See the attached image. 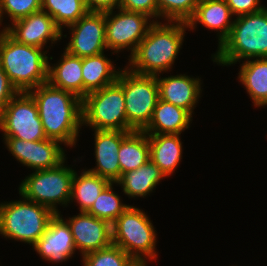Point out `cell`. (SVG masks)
<instances>
[{
    "label": "cell",
    "instance_id": "cell-1",
    "mask_svg": "<svg viewBox=\"0 0 267 266\" xmlns=\"http://www.w3.org/2000/svg\"><path fill=\"white\" fill-rule=\"evenodd\" d=\"M28 93L36 102L46 137L70 147L76 145L79 128L82 126V100L48 82Z\"/></svg>",
    "mask_w": 267,
    "mask_h": 266
},
{
    "label": "cell",
    "instance_id": "cell-2",
    "mask_svg": "<svg viewBox=\"0 0 267 266\" xmlns=\"http://www.w3.org/2000/svg\"><path fill=\"white\" fill-rule=\"evenodd\" d=\"M161 24L153 21L147 35L130 55L129 70L142 75H158L173 65L181 48L186 22ZM135 68V69H134Z\"/></svg>",
    "mask_w": 267,
    "mask_h": 266
},
{
    "label": "cell",
    "instance_id": "cell-3",
    "mask_svg": "<svg viewBox=\"0 0 267 266\" xmlns=\"http://www.w3.org/2000/svg\"><path fill=\"white\" fill-rule=\"evenodd\" d=\"M41 48L18 43L0 33V64L18 92H28L48 80V56Z\"/></svg>",
    "mask_w": 267,
    "mask_h": 266
},
{
    "label": "cell",
    "instance_id": "cell-4",
    "mask_svg": "<svg viewBox=\"0 0 267 266\" xmlns=\"http://www.w3.org/2000/svg\"><path fill=\"white\" fill-rule=\"evenodd\" d=\"M213 61L231 65L240 59L267 58V8L236 17Z\"/></svg>",
    "mask_w": 267,
    "mask_h": 266
},
{
    "label": "cell",
    "instance_id": "cell-5",
    "mask_svg": "<svg viewBox=\"0 0 267 266\" xmlns=\"http://www.w3.org/2000/svg\"><path fill=\"white\" fill-rule=\"evenodd\" d=\"M111 229L112 244L122 248L136 263H146L147 257L156 259V233L143 211L129 206L111 224Z\"/></svg>",
    "mask_w": 267,
    "mask_h": 266
},
{
    "label": "cell",
    "instance_id": "cell-6",
    "mask_svg": "<svg viewBox=\"0 0 267 266\" xmlns=\"http://www.w3.org/2000/svg\"><path fill=\"white\" fill-rule=\"evenodd\" d=\"M55 214L47 207L23 199L0 204V234L34 245Z\"/></svg>",
    "mask_w": 267,
    "mask_h": 266
},
{
    "label": "cell",
    "instance_id": "cell-7",
    "mask_svg": "<svg viewBox=\"0 0 267 266\" xmlns=\"http://www.w3.org/2000/svg\"><path fill=\"white\" fill-rule=\"evenodd\" d=\"M125 96L127 132L142 131L150 122L159 99L156 75L137 74L125 68L116 81Z\"/></svg>",
    "mask_w": 267,
    "mask_h": 266
},
{
    "label": "cell",
    "instance_id": "cell-8",
    "mask_svg": "<svg viewBox=\"0 0 267 266\" xmlns=\"http://www.w3.org/2000/svg\"><path fill=\"white\" fill-rule=\"evenodd\" d=\"M61 162L52 169L37 170L27 176L19 187V194L29 201L41 204L59 214L57 204L70 203L72 179L75 171Z\"/></svg>",
    "mask_w": 267,
    "mask_h": 266
},
{
    "label": "cell",
    "instance_id": "cell-9",
    "mask_svg": "<svg viewBox=\"0 0 267 266\" xmlns=\"http://www.w3.org/2000/svg\"><path fill=\"white\" fill-rule=\"evenodd\" d=\"M82 124L93 130L127 131L125 96L117 82L82 99Z\"/></svg>",
    "mask_w": 267,
    "mask_h": 266
},
{
    "label": "cell",
    "instance_id": "cell-10",
    "mask_svg": "<svg viewBox=\"0 0 267 266\" xmlns=\"http://www.w3.org/2000/svg\"><path fill=\"white\" fill-rule=\"evenodd\" d=\"M0 129L4 132V138L25 141L47 139L36 102L28 92H18L6 104L0 113Z\"/></svg>",
    "mask_w": 267,
    "mask_h": 266
},
{
    "label": "cell",
    "instance_id": "cell-11",
    "mask_svg": "<svg viewBox=\"0 0 267 266\" xmlns=\"http://www.w3.org/2000/svg\"><path fill=\"white\" fill-rule=\"evenodd\" d=\"M118 9L114 16L113 10L105 12L106 46L114 53L127 47L132 55L152 23L148 24L150 17L145 14Z\"/></svg>",
    "mask_w": 267,
    "mask_h": 266
},
{
    "label": "cell",
    "instance_id": "cell-12",
    "mask_svg": "<svg viewBox=\"0 0 267 266\" xmlns=\"http://www.w3.org/2000/svg\"><path fill=\"white\" fill-rule=\"evenodd\" d=\"M72 37L65 50L80 58L104 53L106 46L105 12H88L67 26Z\"/></svg>",
    "mask_w": 267,
    "mask_h": 266
},
{
    "label": "cell",
    "instance_id": "cell-13",
    "mask_svg": "<svg viewBox=\"0 0 267 266\" xmlns=\"http://www.w3.org/2000/svg\"><path fill=\"white\" fill-rule=\"evenodd\" d=\"M15 159L32 169L45 170L57 167L65 160L60 142L53 139L25 141L17 138H4Z\"/></svg>",
    "mask_w": 267,
    "mask_h": 266
},
{
    "label": "cell",
    "instance_id": "cell-14",
    "mask_svg": "<svg viewBox=\"0 0 267 266\" xmlns=\"http://www.w3.org/2000/svg\"><path fill=\"white\" fill-rule=\"evenodd\" d=\"M12 26L6 27L4 30L18 43L41 49L48 40L53 43L61 39L63 35L54 19L42 10L14 21Z\"/></svg>",
    "mask_w": 267,
    "mask_h": 266
},
{
    "label": "cell",
    "instance_id": "cell-15",
    "mask_svg": "<svg viewBox=\"0 0 267 266\" xmlns=\"http://www.w3.org/2000/svg\"><path fill=\"white\" fill-rule=\"evenodd\" d=\"M73 236L76 249L81 250L82 257L112 244L111 224L87 212H80L67 222Z\"/></svg>",
    "mask_w": 267,
    "mask_h": 266
},
{
    "label": "cell",
    "instance_id": "cell-16",
    "mask_svg": "<svg viewBox=\"0 0 267 266\" xmlns=\"http://www.w3.org/2000/svg\"><path fill=\"white\" fill-rule=\"evenodd\" d=\"M42 258L50 262H63L74 254L76 249L71 229L59 214H55L45 233L33 245Z\"/></svg>",
    "mask_w": 267,
    "mask_h": 266
},
{
    "label": "cell",
    "instance_id": "cell-17",
    "mask_svg": "<svg viewBox=\"0 0 267 266\" xmlns=\"http://www.w3.org/2000/svg\"><path fill=\"white\" fill-rule=\"evenodd\" d=\"M127 131L95 130V158L97 166L88 171L116 182L120 178L118 151Z\"/></svg>",
    "mask_w": 267,
    "mask_h": 266
},
{
    "label": "cell",
    "instance_id": "cell-18",
    "mask_svg": "<svg viewBox=\"0 0 267 266\" xmlns=\"http://www.w3.org/2000/svg\"><path fill=\"white\" fill-rule=\"evenodd\" d=\"M159 99L184 108L192 115V110L200 96V79L190 78L187 75H176L165 78L158 77Z\"/></svg>",
    "mask_w": 267,
    "mask_h": 266
},
{
    "label": "cell",
    "instance_id": "cell-19",
    "mask_svg": "<svg viewBox=\"0 0 267 266\" xmlns=\"http://www.w3.org/2000/svg\"><path fill=\"white\" fill-rule=\"evenodd\" d=\"M232 15L226 0H200L187 26L194 29L199 22L208 29L220 30L218 39L221 45L231 32L234 22L230 21Z\"/></svg>",
    "mask_w": 267,
    "mask_h": 266
},
{
    "label": "cell",
    "instance_id": "cell-20",
    "mask_svg": "<svg viewBox=\"0 0 267 266\" xmlns=\"http://www.w3.org/2000/svg\"><path fill=\"white\" fill-rule=\"evenodd\" d=\"M191 118L184 108L158 99L151 120L142 131L146 134H181L188 129Z\"/></svg>",
    "mask_w": 267,
    "mask_h": 266
},
{
    "label": "cell",
    "instance_id": "cell-21",
    "mask_svg": "<svg viewBox=\"0 0 267 266\" xmlns=\"http://www.w3.org/2000/svg\"><path fill=\"white\" fill-rule=\"evenodd\" d=\"M59 64H48L47 82L59 89L68 91L83 99L82 58L67 52L62 55Z\"/></svg>",
    "mask_w": 267,
    "mask_h": 266
},
{
    "label": "cell",
    "instance_id": "cell-22",
    "mask_svg": "<svg viewBox=\"0 0 267 266\" xmlns=\"http://www.w3.org/2000/svg\"><path fill=\"white\" fill-rule=\"evenodd\" d=\"M180 134H148L150 160L167 177L171 175L182 157Z\"/></svg>",
    "mask_w": 267,
    "mask_h": 266
},
{
    "label": "cell",
    "instance_id": "cell-23",
    "mask_svg": "<svg viewBox=\"0 0 267 266\" xmlns=\"http://www.w3.org/2000/svg\"><path fill=\"white\" fill-rule=\"evenodd\" d=\"M114 68L104 53L82 58L83 98L92 91L115 83L120 71Z\"/></svg>",
    "mask_w": 267,
    "mask_h": 266
},
{
    "label": "cell",
    "instance_id": "cell-24",
    "mask_svg": "<svg viewBox=\"0 0 267 266\" xmlns=\"http://www.w3.org/2000/svg\"><path fill=\"white\" fill-rule=\"evenodd\" d=\"M166 177L161 169L149 160L140 168L126 172L115 182L123 186V192L129 197H144Z\"/></svg>",
    "mask_w": 267,
    "mask_h": 266
},
{
    "label": "cell",
    "instance_id": "cell-25",
    "mask_svg": "<svg viewBox=\"0 0 267 266\" xmlns=\"http://www.w3.org/2000/svg\"><path fill=\"white\" fill-rule=\"evenodd\" d=\"M120 177L136 170L150 160L148 134L144 131H132L121 142L118 151Z\"/></svg>",
    "mask_w": 267,
    "mask_h": 266
},
{
    "label": "cell",
    "instance_id": "cell-26",
    "mask_svg": "<svg viewBox=\"0 0 267 266\" xmlns=\"http://www.w3.org/2000/svg\"><path fill=\"white\" fill-rule=\"evenodd\" d=\"M239 80L245 86L254 105H267V58H256L242 64Z\"/></svg>",
    "mask_w": 267,
    "mask_h": 266
},
{
    "label": "cell",
    "instance_id": "cell-27",
    "mask_svg": "<svg viewBox=\"0 0 267 266\" xmlns=\"http://www.w3.org/2000/svg\"><path fill=\"white\" fill-rule=\"evenodd\" d=\"M109 183L107 178L100 177L88 170L83 171L80 176L75 172L72 179L70 200L75 198L80 204V212H87Z\"/></svg>",
    "mask_w": 267,
    "mask_h": 266
},
{
    "label": "cell",
    "instance_id": "cell-28",
    "mask_svg": "<svg viewBox=\"0 0 267 266\" xmlns=\"http://www.w3.org/2000/svg\"><path fill=\"white\" fill-rule=\"evenodd\" d=\"M41 10L47 12L61 30L62 26L77 22L89 12L85 0H42Z\"/></svg>",
    "mask_w": 267,
    "mask_h": 266
},
{
    "label": "cell",
    "instance_id": "cell-29",
    "mask_svg": "<svg viewBox=\"0 0 267 266\" xmlns=\"http://www.w3.org/2000/svg\"><path fill=\"white\" fill-rule=\"evenodd\" d=\"M114 182H110L99 194L87 211L99 219L112 224L130 205L121 203L120 197L112 191Z\"/></svg>",
    "mask_w": 267,
    "mask_h": 266
},
{
    "label": "cell",
    "instance_id": "cell-30",
    "mask_svg": "<svg viewBox=\"0 0 267 266\" xmlns=\"http://www.w3.org/2000/svg\"><path fill=\"white\" fill-rule=\"evenodd\" d=\"M84 266H134L136 262L119 246H110L83 256Z\"/></svg>",
    "mask_w": 267,
    "mask_h": 266
},
{
    "label": "cell",
    "instance_id": "cell-31",
    "mask_svg": "<svg viewBox=\"0 0 267 266\" xmlns=\"http://www.w3.org/2000/svg\"><path fill=\"white\" fill-rule=\"evenodd\" d=\"M200 0H157L158 17H164L173 23L188 22L193 16Z\"/></svg>",
    "mask_w": 267,
    "mask_h": 266
},
{
    "label": "cell",
    "instance_id": "cell-32",
    "mask_svg": "<svg viewBox=\"0 0 267 266\" xmlns=\"http://www.w3.org/2000/svg\"><path fill=\"white\" fill-rule=\"evenodd\" d=\"M42 0H0V23L3 13H7L12 20L28 17L41 10Z\"/></svg>",
    "mask_w": 267,
    "mask_h": 266
},
{
    "label": "cell",
    "instance_id": "cell-33",
    "mask_svg": "<svg viewBox=\"0 0 267 266\" xmlns=\"http://www.w3.org/2000/svg\"><path fill=\"white\" fill-rule=\"evenodd\" d=\"M119 8L142 13L150 18L158 16L157 0H121Z\"/></svg>",
    "mask_w": 267,
    "mask_h": 266
},
{
    "label": "cell",
    "instance_id": "cell-34",
    "mask_svg": "<svg viewBox=\"0 0 267 266\" xmlns=\"http://www.w3.org/2000/svg\"><path fill=\"white\" fill-rule=\"evenodd\" d=\"M260 0H226L231 13L241 16L261 11L265 7L259 4ZM260 5V6H259Z\"/></svg>",
    "mask_w": 267,
    "mask_h": 266
},
{
    "label": "cell",
    "instance_id": "cell-35",
    "mask_svg": "<svg viewBox=\"0 0 267 266\" xmlns=\"http://www.w3.org/2000/svg\"><path fill=\"white\" fill-rule=\"evenodd\" d=\"M16 94H18L17 89L12 85L0 64V113Z\"/></svg>",
    "mask_w": 267,
    "mask_h": 266
},
{
    "label": "cell",
    "instance_id": "cell-36",
    "mask_svg": "<svg viewBox=\"0 0 267 266\" xmlns=\"http://www.w3.org/2000/svg\"><path fill=\"white\" fill-rule=\"evenodd\" d=\"M121 0H85L89 12H107L119 8Z\"/></svg>",
    "mask_w": 267,
    "mask_h": 266
},
{
    "label": "cell",
    "instance_id": "cell-37",
    "mask_svg": "<svg viewBox=\"0 0 267 266\" xmlns=\"http://www.w3.org/2000/svg\"><path fill=\"white\" fill-rule=\"evenodd\" d=\"M146 263H136L134 266H146Z\"/></svg>",
    "mask_w": 267,
    "mask_h": 266
}]
</instances>
